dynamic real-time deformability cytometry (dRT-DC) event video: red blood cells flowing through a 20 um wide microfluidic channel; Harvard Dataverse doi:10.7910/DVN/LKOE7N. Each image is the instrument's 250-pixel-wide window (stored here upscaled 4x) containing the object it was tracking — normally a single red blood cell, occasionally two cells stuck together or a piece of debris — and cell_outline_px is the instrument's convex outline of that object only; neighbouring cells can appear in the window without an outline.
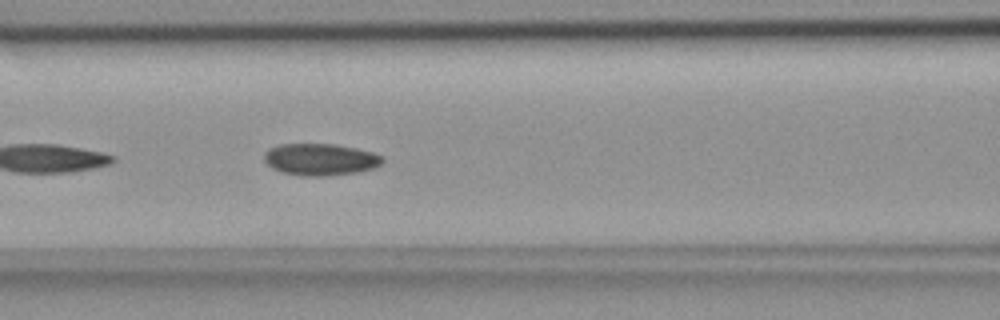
{"species": "common noctule bat (a hibernating species)", "species_latin": "Nyctalus noctula", "temperature_condition": "room temperature", "stored_images_in_passage": 14, "camera_frame_rate_fps": 3000, "um_per_image_px": 0.085, "animal": {"sex": "female", "body_mass_g": 18.4}, "frame": {"image": 1, "passage_image": 8, "time_ms": 2.333, "image_size_px": [1000, 320], "cell_outline_px": [[384, 160], [380, 164], [372, 168], [356, 172], [324, 176], [300, 176], [284, 172], [272, 168], [264, 160], [264, 152], [268, 148], [280, 144], [336, 144], [356, 148], [372, 152], [384, 156]], "centroid_in_image_um": [27.21, 13.54], "position_along_channel_um": 139.4, "area_um2": 21.96}}